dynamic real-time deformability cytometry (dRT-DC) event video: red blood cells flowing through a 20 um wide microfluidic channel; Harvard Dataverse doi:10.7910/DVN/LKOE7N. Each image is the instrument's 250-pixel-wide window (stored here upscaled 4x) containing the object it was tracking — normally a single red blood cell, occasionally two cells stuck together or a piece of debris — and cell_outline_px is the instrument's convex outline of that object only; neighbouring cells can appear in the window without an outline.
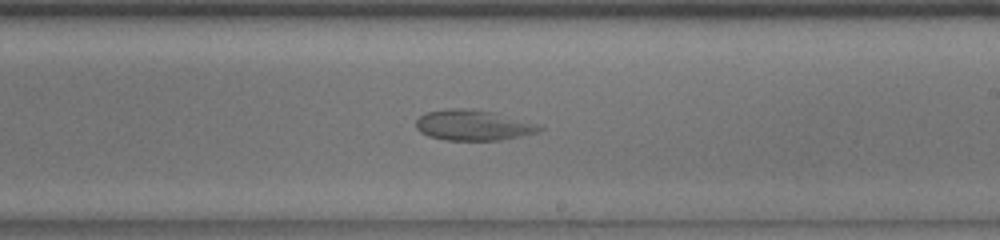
{"species": "common noctule bat (a hibernating species)", "species_latin": "Nyctalus noctula", "temperature_condition": "room temperature", "stored_images_in_passage": 35, "camera_frame_rate_fps": 3000, "um_per_image_px": 0.085, "animal": {"sex": "male", "body_mass_g": 13.0, "forearm_length_mm": 53.1}, "frame": {"image": 1, "passage_image": 20, "time_ms": 6.333, "image_size_px": [1000, 240], "cell_outline_px": [[544, 128], [536, 132], [520, 136], [500, 140], [444, 140], [428, 136], [420, 132], [416, 128], [416, 120], [420, 116], [428, 112], [448, 108], [472, 108], [496, 112], [540, 124]], "centroid_in_image_um": [40.23, 10.63], "position_along_channel_um": 248.8, "area_um2": 22.2}}